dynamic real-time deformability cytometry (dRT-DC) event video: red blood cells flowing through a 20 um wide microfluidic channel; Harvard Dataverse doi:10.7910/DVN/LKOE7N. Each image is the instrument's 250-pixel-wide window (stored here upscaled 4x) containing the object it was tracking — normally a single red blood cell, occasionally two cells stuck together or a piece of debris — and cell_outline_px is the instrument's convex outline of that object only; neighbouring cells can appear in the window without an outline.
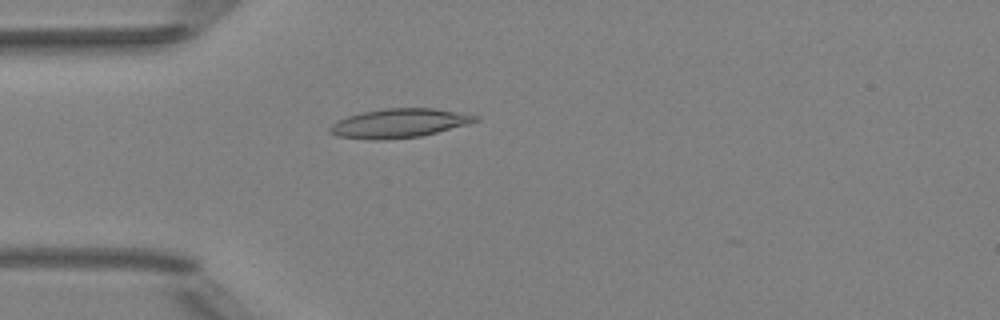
{"species": "Egyptian fruit bat (a non-hibernating species)", "species_latin": "Rousettus aegyptiacus", "temperature_condition": "room temperature", "stored_images_in_passage": 44, "camera_frame_rate_fps": 3000, "um_per_image_px": 0.085, "animal": {"sex": "female"}, "frame": {"image": 1, "passage_image": 12, "time_ms": 3.667, "image_size_px": [1000, 320], "cell_outline_px": [[480, 120], [468, 124], [420, 136], [380, 140], [376, 140], [336, 136], [328, 132], [328, 128], [332, 124], [348, 116], [360, 112], [384, 108], [432, 108], [480, 116]], "centroid_in_image_um": [33.9, 10.47], "position_along_channel_um": 51.1, "area_um2": 24.45}}
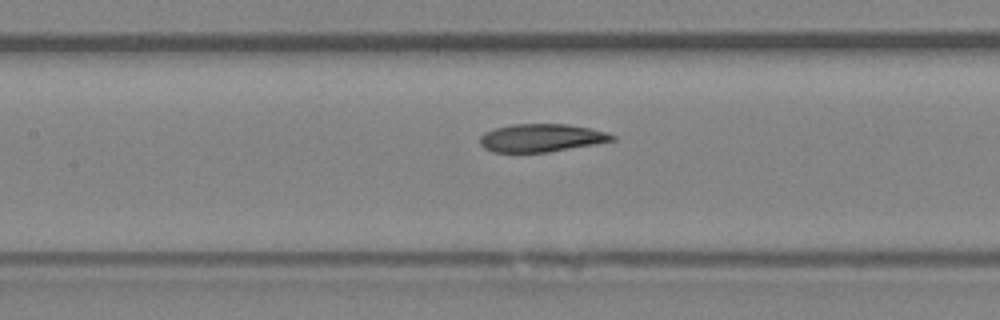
{"frame": {"image": 2, "passage_image": 21, "time_ms": 6.667, "image_size_px": [1000, 320], "cell_outline_px": [[616, 140], [596, 144], [548, 152], [492, 152], [484, 148], [480, 144], [480, 136], [484, 132], [492, 128], [512, 124], [568, 124], [608, 132], [616, 136]], "centroid_in_image_um": [46.0, 11.72], "position_along_channel_um": 161.4, "area_um2": 21.73}}
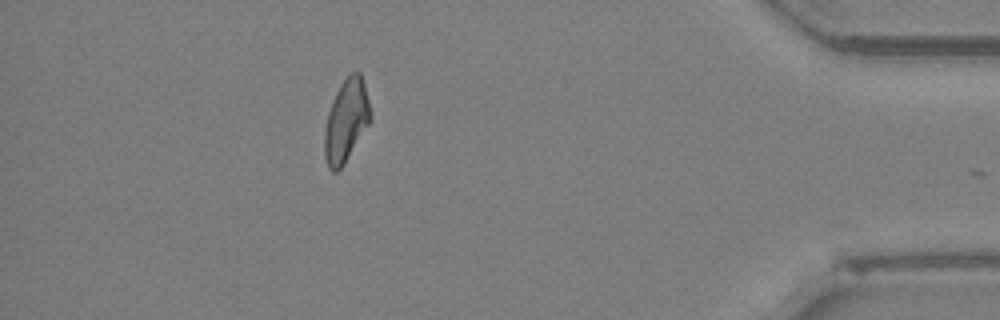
{"frame": {"image": 3, "passage_image": 43, "time_ms": 14.0, "image_size_px": [1000, 320], "cell_outline_px": [[372, 120], [344, 164], [336, 172], [332, 172], [328, 168], [324, 156], [324, 132], [328, 112], [332, 100], [340, 84], [352, 72], [360, 72], [364, 84], [372, 116]], "centroid_in_image_um": [29.42, 10.29], "position_along_channel_um": 405.8, "area_um2": 22.14}, "authors_computed_cell_mechanics": {"area_um2": 22.3975, "velocity_mm_per_s": 4.0178, "shape_relaxation_time_tau1_ms": 5.4688, "shape_relaxation_time_tau2_ms": 2.7901, "deformation_change_tau1": 0.1891, "deformation_change_tau2": 0.112}}